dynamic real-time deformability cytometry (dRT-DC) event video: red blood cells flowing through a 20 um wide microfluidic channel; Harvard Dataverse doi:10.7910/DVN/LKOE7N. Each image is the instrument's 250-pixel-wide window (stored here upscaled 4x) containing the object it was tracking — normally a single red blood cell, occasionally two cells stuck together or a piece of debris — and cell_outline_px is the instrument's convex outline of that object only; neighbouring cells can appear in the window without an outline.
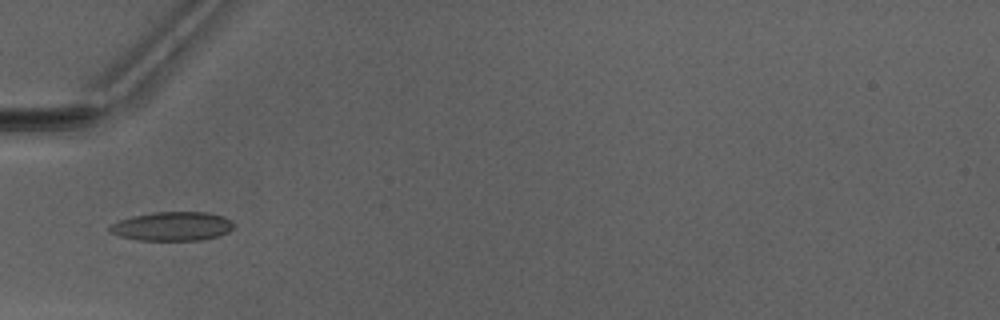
{"species": "Egyptian fruit bat (a non-hibernating species)", "species_latin": "Rousettus aegyptiacus", "temperature_condition": "warm", "stored_images_in_passage": 33, "camera_frame_rate_fps": 3000, "um_per_image_px": 0.085, "animal": {"sex": "male"}, "frame": {"image": 1, "passage_image": 1, "time_ms": 0.0, "image_size_px": [1000, 320], "cell_outline_px": [[232, 228], [228, 232], [216, 236], [200, 240], [140, 240], [120, 236], [108, 232], [108, 228], [112, 224], [120, 220], [132, 216], [152, 212], [208, 212], [224, 216], [232, 220]], "centroid_in_image_um": [14.63, 19.22], "position_along_channel_um": 70.4, "area_um2": 20.87}}
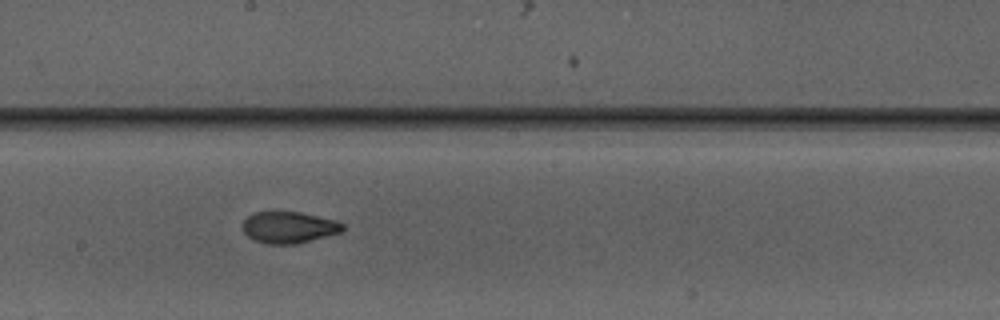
{"frame": {"image": 2, "passage_image": 12, "time_ms": 3.667, "image_size_px": [1000, 320], "cell_outline_px": [[344, 228], [340, 232], [296, 244], [264, 244], [248, 236], [244, 232], [244, 220], [248, 216], [256, 212], [300, 212], [336, 220], [344, 224]], "centroid_in_image_um": [24.56, 19.33], "position_along_channel_um": 223.6, "area_um2": 18.15}}
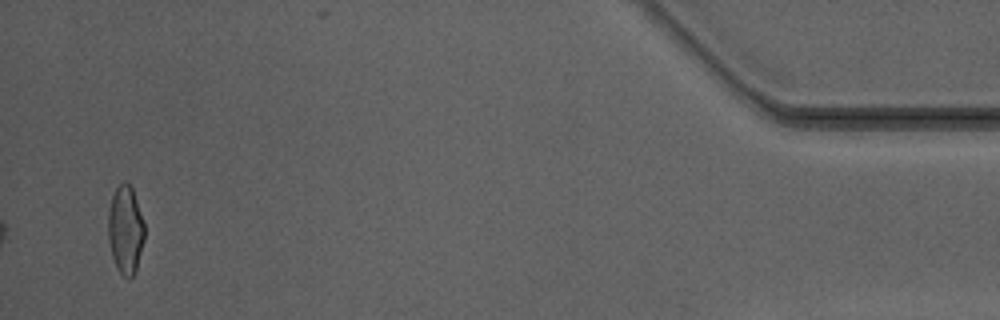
{"frame": {"image": 3, "passage_image": 32, "time_ms": 10.333, "image_size_px": [1000, 320], "cell_outline_px": [[144, 240], [136, 268], [132, 276], [128, 280], [116, 268], [112, 256], [108, 240], [108, 212], [112, 196], [116, 188], [124, 180], [132, 188], [144, 224]], "centroid_in_image_um": [10.65, 19.54], "position_along_channel_um": 424.6, "area_um2": 18.5}, "authors_computed_cell_mechanics": {"area_um2": 18.9006, "velocity_mm_per_s": 4.1914, "shape_relaxation_time_tau1_ms": 4.7462, "shape_relaxation_time_tau2_ms": 1.6147, "deformation_change_tau1": 0.1705, "deformation_change_tau2": 0.0776}}